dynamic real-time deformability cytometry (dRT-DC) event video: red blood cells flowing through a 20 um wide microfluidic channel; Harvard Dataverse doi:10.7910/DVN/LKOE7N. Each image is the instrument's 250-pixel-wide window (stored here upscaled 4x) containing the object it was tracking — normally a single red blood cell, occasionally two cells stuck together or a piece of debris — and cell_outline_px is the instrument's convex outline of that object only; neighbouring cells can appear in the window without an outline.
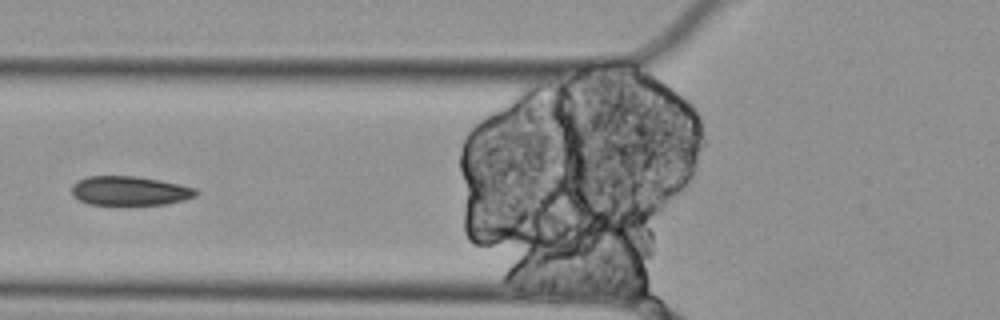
{"species": "Egyptian fruit bat (a non-hibernating species)", "species_latin": "Rousettus aegyptiacus", "temperature_condition": "cold", "stored_images_in_passage": 9, "camera_frame_rate_fps": 3000, "um_per_image_px": 0.085, "animal": {"sex": "female"}, "frame": {"image": 1, "passage_image": 6, "time_ms": 1.667, "image_size_px": [1000, 320], "cell_outline_px": [[200, 192], [196, 196], [184, 200], [164, 204], [88, 204], [72, 196], [72, 184], [88, 176], [136, 176], [160, 180], [180, 184], [196, 188]], "centroid_in_image_um": [11.05, 16.21], "position_along_channel_um": 114.7, "area_um2": 21.1}}
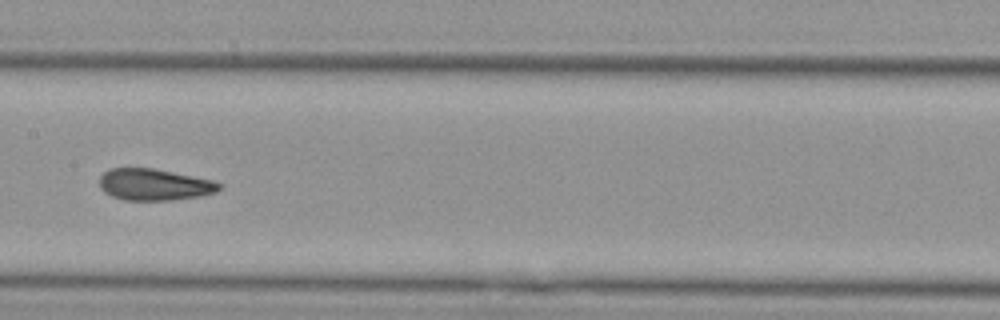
{"frame": {"image": 2, "passage_image": 8, "time_ms": 2.333, "image_size_px": [1000, 320], "cell_outline_px": [[220, 188], [216, 192], [200, 196], [172, 200], [124, 200], [112, 196], [104, 192], [100, 188], [100, 176], [108, 168], [152, 168], [212, 180], [220, 184]], "centroid_in_image_um": [13.07, 15.69], "position_along_channel_um": 194.3, "area_um2": 21.91}}
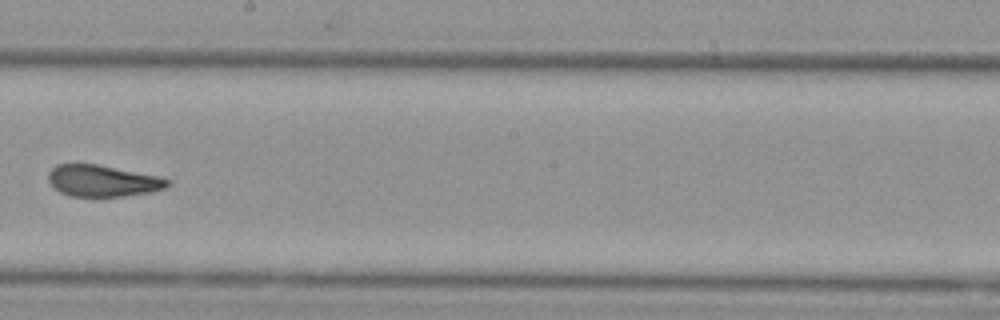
{"frame": {"image": 3, "passage_image": 9, "time_ms": 2.667, "image_size_px": [1000, 320], "cell_outline_px": [[172, 184], [164, 188], [152, 192], [124, 196], [68, 196], [60, 192], [48, 180], [48, 172], [56, 164], [100, 164], [160, 176], [168, 180]], "centroid_in_image_um": [8.75, 15.36], "position_along_channel_um": 239.5, "area_um2": 22.02}}